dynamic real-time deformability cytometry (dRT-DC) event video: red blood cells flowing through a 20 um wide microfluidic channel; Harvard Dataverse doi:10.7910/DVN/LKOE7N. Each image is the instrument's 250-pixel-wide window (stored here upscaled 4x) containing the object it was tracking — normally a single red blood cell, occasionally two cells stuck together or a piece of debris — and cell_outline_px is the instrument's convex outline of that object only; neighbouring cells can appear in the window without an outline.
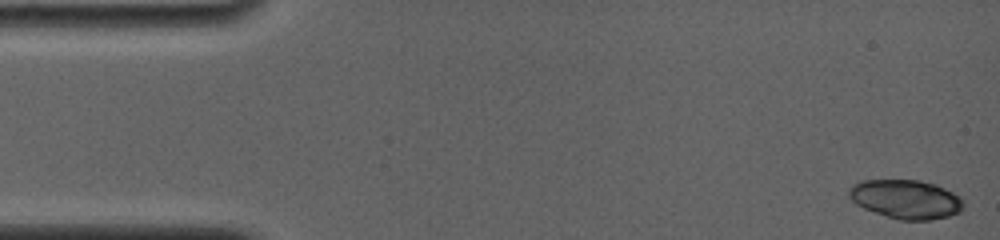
{"species": "common noctule bat (a hibernating species)", "species_latin": "Nyctalus noctula", "temperature_condition": "room temperature", "stored_images_in_passage": 9, "camera_frame_rate_fps": 4000, "um_per_image_px": 0.085, "animal": {"sex": "female", "body_mass_g": 19.0, "forearm_length_mm": 56.7}, "frame": {"image": 1, "passage_image": 1, "time_ms": 0.0, "image_size_px": [1000, 240], "cell_outline_px": [[964, 208], [960, 212], [948, 216], [932, 220], [900, 220], [864, 208], [856, 204], [848, 196], [848, 188], [852, 184], [860, 180], [920, 180], [936, 184], [960, 196], [964, 200]], "centroid_in_image_um": [77.01, 16.92], "position_along_channel_um": 8.0, "area_um2": 26.18}}
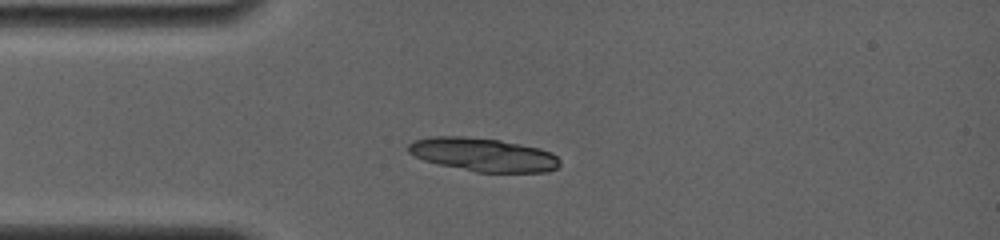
{"frame": {"image": 2, "passage_image": 9, "time_ms": 3.75, "image_size_px": [1000, 240], "cell_outline_px": [[560, 164], [556, 168], [548, 172], [476, 172], [440, 164], [424, 160], [408, 152], [408, 144], [412, 140], [432, 136], [464, 136], [500, 140], [540, 148], [552, 152], [560, 160]], "centroid_in_image_um": [41.08, 13.14], "position_along_channel_um": 43.9, "area_um2": 29.54}}